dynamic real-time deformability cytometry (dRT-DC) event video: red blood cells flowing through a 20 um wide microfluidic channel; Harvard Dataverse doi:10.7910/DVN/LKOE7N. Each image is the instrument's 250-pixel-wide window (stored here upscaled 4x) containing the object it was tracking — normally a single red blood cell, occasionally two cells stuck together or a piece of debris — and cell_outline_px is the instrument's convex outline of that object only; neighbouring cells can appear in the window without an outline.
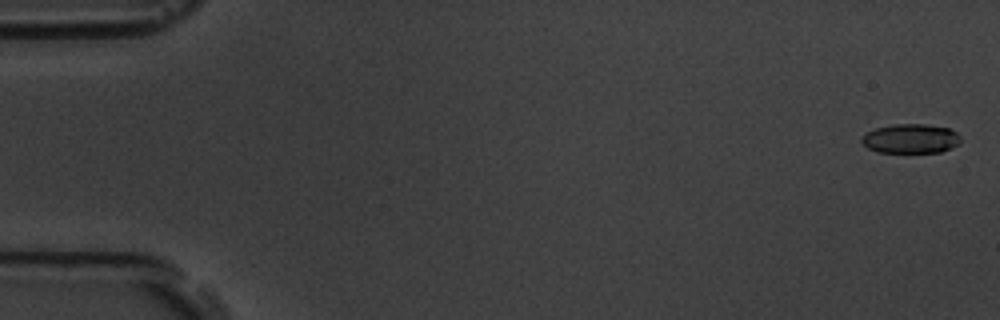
{"species": "common noctule bat (a hibernating species)", "species_latin": "Nyctalus noctula", "temperature_condition": "room temperature", "stored_images_in_passage": 6, "camera_frame_rate_fps": 3000, "um_per_image_px": 0.085, "animal": {"sex": "male", "body_mass_g": 19.5, "forearm_length_mm": 54.6}, "frame": {"image": 1, "passage_image": 1, "time_ms": 0.0, "image_size_px": [1000, 320], "cell_outline_px": [[960, 144], [952, 148], [940, 152], [876, 152], [868, 148], [860, 140], [860, 136], [876, 128], [892, 124], [924, 124], [948, 128], [956, 132], [960, 136]], "centroid_in_image_um": [77.41, 11.78], "position_along_channel_um": 7.6, "area_um2": 16.99}}
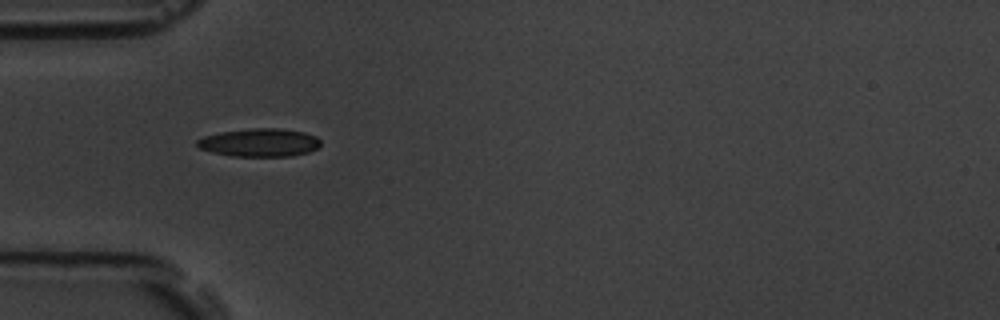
{"frame": {"image": 2, "passage_image": 5, "time_ms": 5.667, "image_size_px": [1000, 320], "cell_outline_px": [[320, 144], [316, 148], [308, 152], [292, 156], [232, 156], [212, 152], [200, 148], [196, 144], [196, 140], [204, 136], [220, 132], [252, 128], [280, 128], [304, 132], [316, 136], [320, 140]], "centroid_in_image_um": [22.06, 12.11], "position_along_channel_um": 62.9, "area_um2": 20.23}}
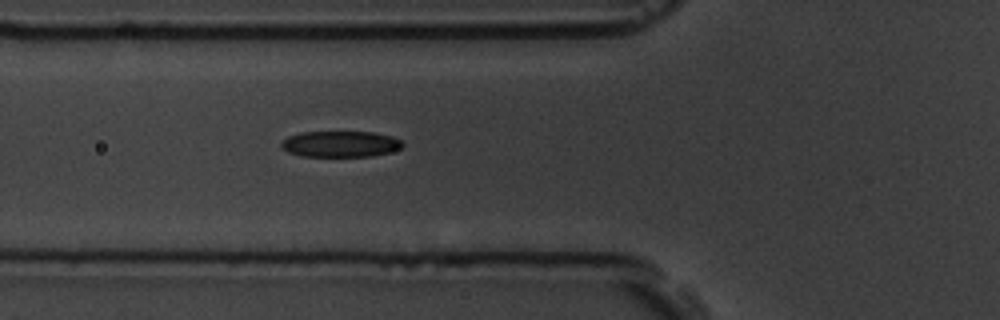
{"frame": {"image": 3, "passage_image": 6, "time_ms": 6.667, "image_size_px": [1000, 320], "cell_outline_px": [[404, 148], [392, 152], [372, 156], [300, 156], [288, 152], [280, 144], [280, 140], [288, 136], [300, 132], [372, 132], [392, 136], [400, 140], [404, 144]], "centroid_in_image_um": [28.95, 12.24], "position_along_channel_um": 96.8, "area_um2": 18.61}}